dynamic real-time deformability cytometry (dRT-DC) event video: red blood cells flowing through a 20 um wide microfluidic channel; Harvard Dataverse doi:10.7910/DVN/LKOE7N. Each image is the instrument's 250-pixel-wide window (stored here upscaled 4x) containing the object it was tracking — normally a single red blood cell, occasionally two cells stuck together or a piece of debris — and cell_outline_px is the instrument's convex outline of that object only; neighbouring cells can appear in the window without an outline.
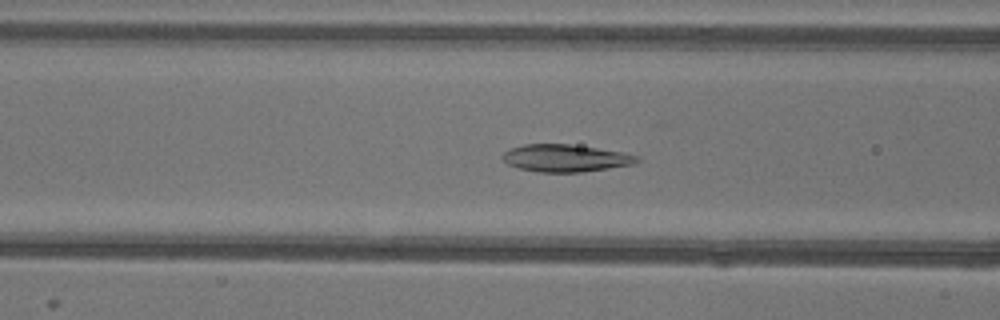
{"species": "common noctule bat (a hibernating species)", "species_latin": "Nyctalus noctula", "temperature_condition": "warm", "stored_images_in_passage": 52, "camera_frame_rate_fps": 3000, "um_per_image_px": 0.085, "animal": {"sex": "female"}, "frame": {"image": 1, "passage_image": 20, "time_ms": 6.333, "image_size_px": [1000, 320], "cell_outline_px": [[640, 160], [636, 164], [580, 172], [536, 172], [520, 168], [508, 164], [500, 156], [504, 152], [512, 148], [524, 144], [568, 144], [624, 152], [640, 156]], "centroid_in_image_um": [48.1, 13.44], "position_along_channel_um": 118.5, "area_um2": 21.39}}
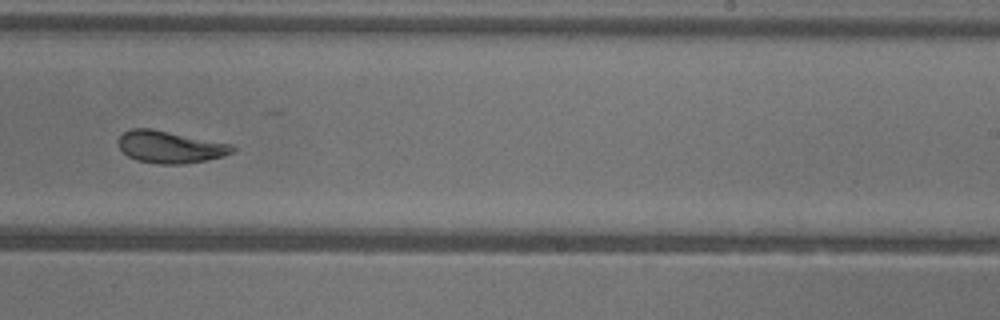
{"frame": {"image": 2, "passage_image": 32, "time_ms": 10.333, "image_size_px": [1000, 320], "cell_outline_px": [[236, 148], [232, 152], [224, 156], [184, 164], [160, 164], [136, 160], [128, 156], [120, 148], [120, 136], [124, 132], [132, 128], [152, 128], [232, 144]], "centroid_in_image_um": [14.47, 12.49], "position_along_channel_um": 274.5, "area_um2": 21.21}}
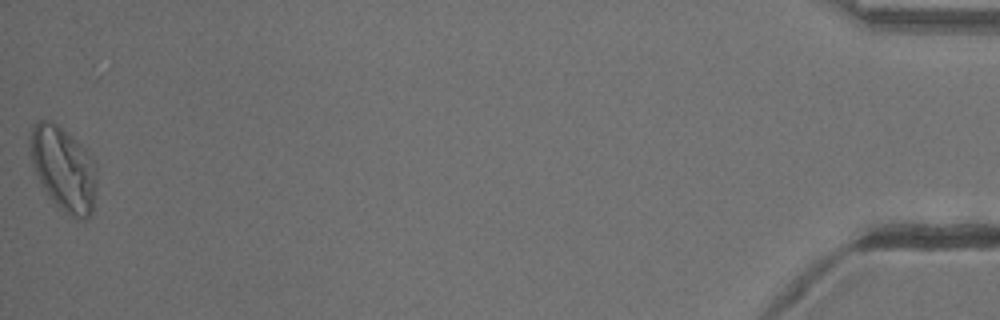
{"frame": {"image": 3, "passage_image": 52, "time_ms": 17.0, "image_size_px": [1000, 320], "cell_outline_px": [[96, 188], [92, 212], [84, 220], [80, 220], [68, 216], [48, 196], [32, 164], [28, 152], [28, 144], [32, 124], [36, 120], [52, 120], [72, 136], [96, 160]], "centroid_in_image_um": [5.39, 14.32], "position_along_channel_um": 429.8, "area_um2": 33.23}, "authors_computed_cell_mechanics": {"area_um2": 22.8021, "velocity_mm_per_s": 3.9067, "shape_relaxation_time_tau1_ms": 5.1636, "shape_relaxation_time_tau2_ms": 1.1615, "deformation_change_tau1": 0.1867, "deformation_change_tau2": 0.0725}}